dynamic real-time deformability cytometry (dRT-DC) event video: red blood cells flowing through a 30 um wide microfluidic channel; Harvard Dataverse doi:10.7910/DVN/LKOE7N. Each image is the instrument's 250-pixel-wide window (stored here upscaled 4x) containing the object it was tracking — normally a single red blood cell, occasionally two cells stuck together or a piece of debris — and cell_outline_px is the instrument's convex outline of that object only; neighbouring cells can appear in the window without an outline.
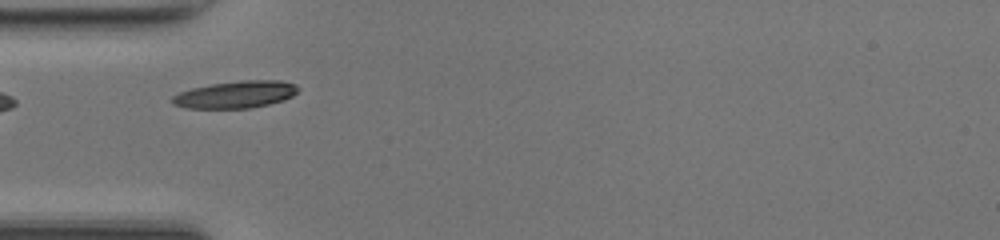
{"species": "common noctule bat (a hibernating species)", "species_latin": "Nyctalus noctula", "temperature_condition": "room temperature", "stored_images_in_passage": 34, "camera_frame_rate_fps": 3000, "um_per_image_px": 0.085, "animal": {"sex": "female", "body_mass_g": 17.0, "forearm_length_mm": 48.0}, "frame": {"image": 1, "passage_image": 1, "time_ms": 0.0, "image_size_px": [1000, 240], "cell_outline_px": [[300, 88], [292, 96], [284, 100], [268, 104], [248, 108], [188, 108], [172, 104], [172, 96], [180, 92], [192, 88], [212, 84], [240, 80], [280, 80], [296, 84]], "centroid_in_image_um": [20.05, 8.02], "position_along_channel_um": 65.0, "area_um2": 19.83}}
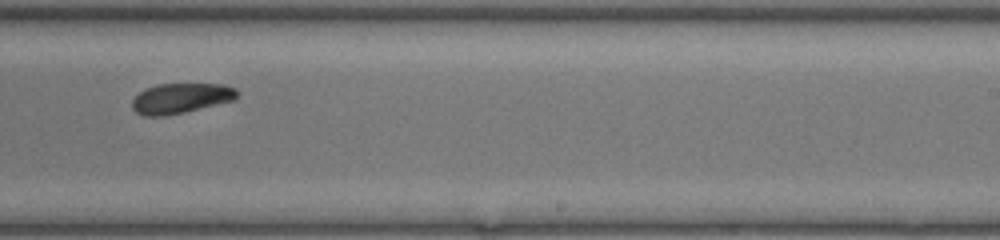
{"frame": {"image": 2, "passage_image": 16, "time_ms": 5.0, "image_size_px": [1000, 240], "cell_outline_px": [[236, 100], [184, 112], [164, 116], [144, 116], [136, 112], [132, 108], [132, 100], [140, 92], [156, 84], [224, 84], [236, 88]], "centroid_in_image_um": [15.37, 8.35], "position_along_channel_um": 273.6, "area_um2": 18.38}}
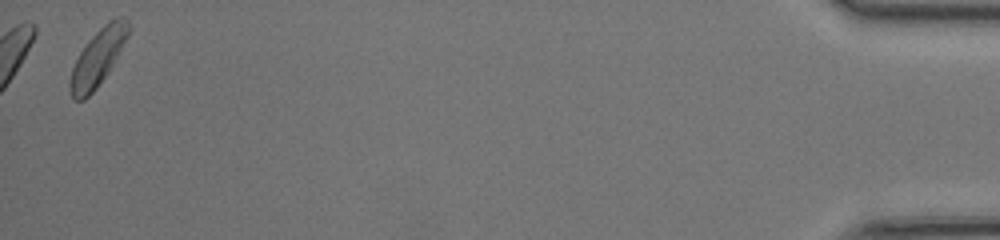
{"frame": {"image": 3, "passage_image": 34, "time_ms": 11.0, "image_size_px": [1000, 240], "cell_outline_px": [[132, 28], [128, 36], [108, 72], [96, 88], [84, 100], [76, 100], [72, 96], [68, 88], [68, 84], [72, 68], [80, 52], [88, 40], [108, 20], [116, 16], [124, 16], [128, 20]], "centroid_in_image_um": [8.33, 4.85], "position_along_channel_um": 426.9, "area_um2": 19.25}, "authors_computed_cell_mechanics": {"area_um2": 18.7272, "velocity_mm_per_s": 4.1843, "shape_relaxation_time_tau1_ms": 1.9582, "shape_relaxation_time_tau2_ms": 6.2418, "deformation_change_tau1": 0.0783, "deformation_change_tau2": 0.1256}}